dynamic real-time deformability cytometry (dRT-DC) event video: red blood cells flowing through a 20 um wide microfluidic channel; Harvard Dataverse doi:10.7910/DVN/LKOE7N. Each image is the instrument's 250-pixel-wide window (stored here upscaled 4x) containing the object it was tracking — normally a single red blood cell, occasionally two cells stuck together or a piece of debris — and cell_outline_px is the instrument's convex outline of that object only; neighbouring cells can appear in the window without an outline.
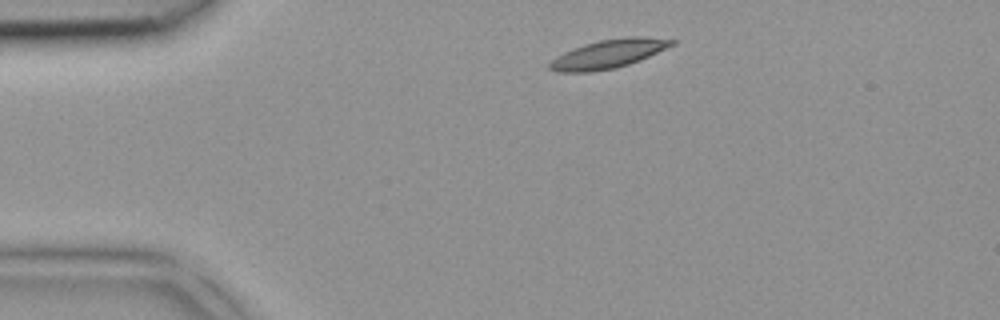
{"species": "common noctule bat (a hibernating species)", "species_latin": "Nyctalus noctula", "temperature_condition": "room temperature", "stored_images_in_passage": 2, "camera_frame_rate_fps": 3000, "um_per_image_px": 0.085, "animal": {"sex": "female", "body_mass_g": 18.4}, "frame": {"image": 1, "passage_image": 1, "time_ms": 0.0, "image_size_px": [1000, 320], "cell_outline_px": [[676, 44], [640, 60], [628, 64], [612, 68], [592, 72], [556, 72], [548, 68], [548, 64], [556, 56], [564, 52], [584, 44], [600, 40], [628, 36], [644, 36], [676, 40]], "centroid_in_image_um": [51.72, 4.57], "position_along_channel_um": 33.3, "area_um2": 20.4}}